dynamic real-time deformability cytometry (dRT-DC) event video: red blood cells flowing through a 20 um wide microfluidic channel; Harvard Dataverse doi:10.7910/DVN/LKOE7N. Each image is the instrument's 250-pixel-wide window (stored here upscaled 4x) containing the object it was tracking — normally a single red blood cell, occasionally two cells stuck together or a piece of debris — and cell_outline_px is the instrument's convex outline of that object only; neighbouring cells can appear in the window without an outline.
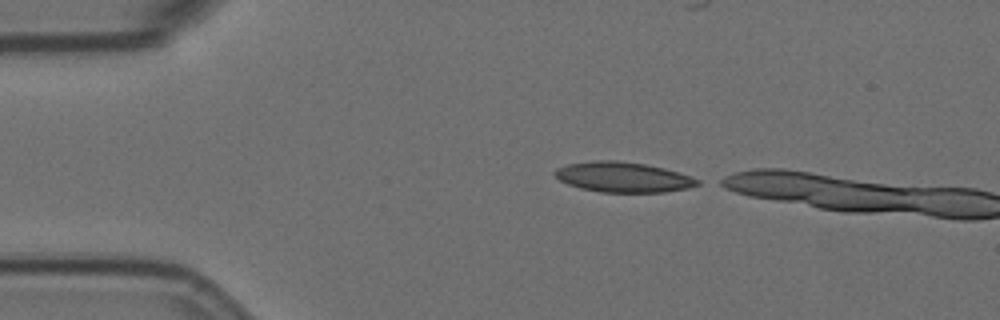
{"species": "Egyptian fruit bat (a non-hibernating species)", "species_latin": "Rousettus aegyptiacus", "temperature_condition": "room temperature", "stored_images_in_passage": 7, "camera_frame_rate_fps": 3000, "um_per_image_px": 0.085, "animal": {"sex": "female"}, "frame": {"image": 1, "passage_image": 1, "time_ms": 0.0, "image_size_px": [1000, 320], "cell_outline_px": [[700, 184], [688, 188], [664, 192], [600, 192], [580, 188], [568, 184], [560, 180], [552, 172], [556, 168], [568, 164], [592, 160], [616, 160], [644, 164], [664, 168], [700, 180]], "centroid_in_image_um": [52.92, 15.05], "position_along_channel_um": 32.1, "area_um2": 24.97}}